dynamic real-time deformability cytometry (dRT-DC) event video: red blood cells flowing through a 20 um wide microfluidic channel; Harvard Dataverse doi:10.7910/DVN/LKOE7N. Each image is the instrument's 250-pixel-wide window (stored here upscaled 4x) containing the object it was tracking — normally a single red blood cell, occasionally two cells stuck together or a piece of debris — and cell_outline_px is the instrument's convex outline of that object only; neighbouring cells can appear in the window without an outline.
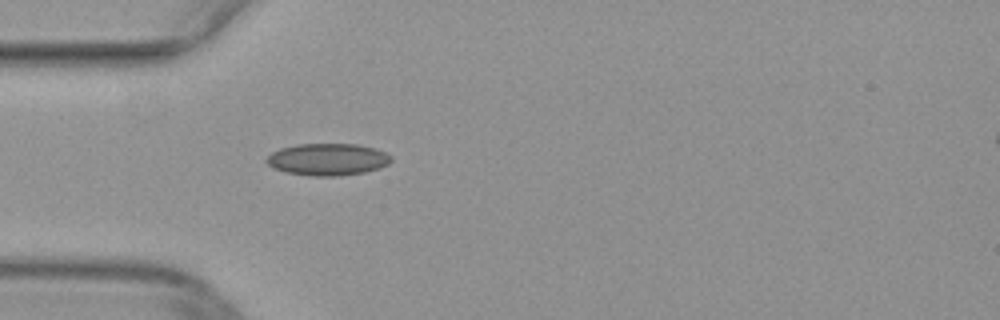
{"species": "common noctule bat (a hibernating species)", "species_latin": "Nyctalus noctula", "temperature_condition": "warm", "stored_images_in_passage": 36, "camera_frame_rate_fps": 3000, "um_per_image_px": 0.085, "animal": {"sex": "female", "body_mass_g": 29.2, "forearm_length_mm": 56.3}, "frame": {"image": 1, "passage_image": 1, "time_ms": 0.0, "image_size_px": [1000, 320], "cell_outline_px": [[392, 160], [388, 164], [380, 168], [364, 172], [336, 176], [312, 176], [288, 172], [272, 168], [264, 160], [272, 152], [280, 148], [296, 144], [356, 144], [376, 148], [392, 156]], "centroid_in_image_um": [27.85, 13.54], "position_along_channel_um": 57.1, "area_um2": 23.29}}
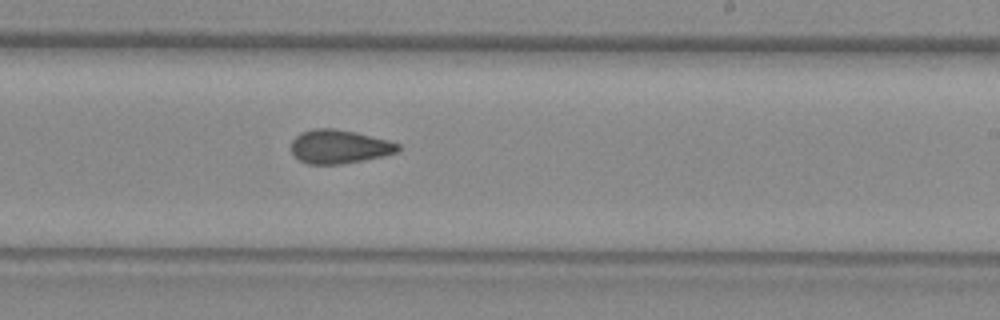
{"frame": {"image": 2, "passage_image": 16, "time_ms": 5.0, "image_size_px": [1000, 320], "cell_outline_px": [[400, 148], [396, 152], [364, 160], [340, 164], [308, 164], [300, 160], [292, 152], [292, 140], [300, 132], [316, 128], [332, 128], [356, 132], [388, 140], [400, 144]], "centroid_in_image_um": [28.82, 12.45], "position_along_channel_um": 260.2, "area_um2": 20.81}}
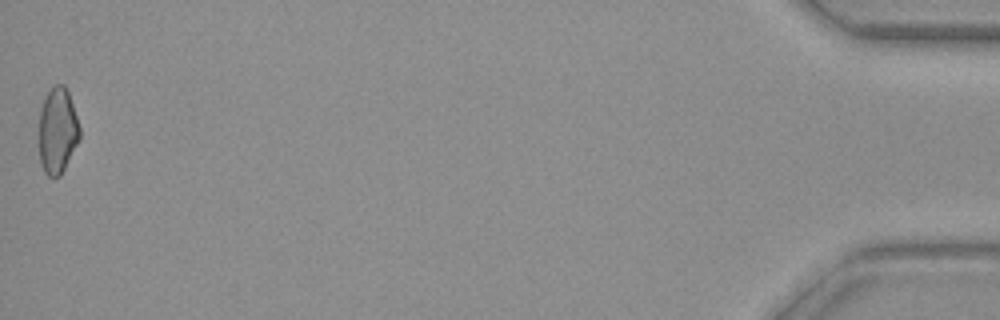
{"frame": {"image": 3, "passage_image": 36, "time_ms": 11.667, "image_size_px": [1000, 320], "cell_outline_px": [[80, 136], [60, 176], [48, 176], [44, 172], [40, 164], [40, 108], [48, 92], [56, 84], [64, 84], [68, 92], [80, 128]], "centroid_in_image_um": [4.88, 11.1], "position_along_channel_um": 430.3, "area_um2": 19.88}}